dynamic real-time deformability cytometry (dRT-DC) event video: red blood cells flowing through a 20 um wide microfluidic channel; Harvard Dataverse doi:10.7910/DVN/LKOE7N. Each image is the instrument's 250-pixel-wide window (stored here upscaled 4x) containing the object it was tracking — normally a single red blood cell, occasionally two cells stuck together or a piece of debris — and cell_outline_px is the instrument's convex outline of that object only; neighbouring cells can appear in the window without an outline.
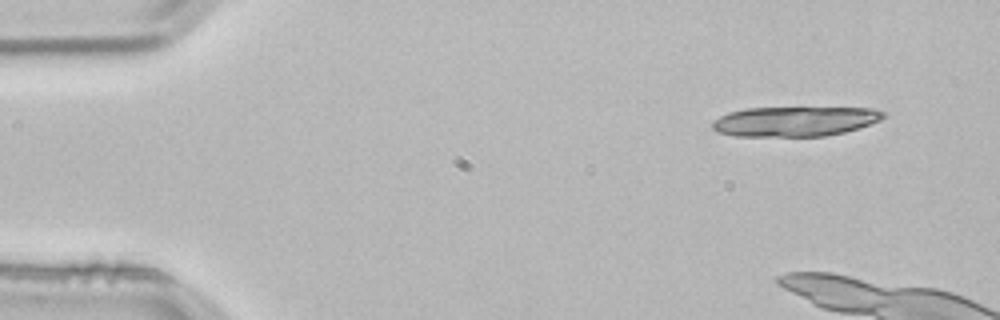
{"species": "common noctule bat (a hibernating species)", "species_latin": "Nyctalus noctula", "temperature_condition": "room temperature", "stored_images_in_passage": 3, "camera_frame_rate_fps": 3000, "um_per_image_px": 0.085, "animal": {"sex": "male", "body_mass_g": 21.5, "forearm_length_mm": 52.0}, "frame": {"image": 1, "passage_image": 1, "time_ms": 0.0, "image_size_px": [1000, 320], "cell_outline_px": [[884, 116], [880, 120], [860, 128], [844, 132], [824, 136], [736, 136], [716, 132], [712, 128], [712, 120], [728, 112], [744, 108], [872, 108], [884, 112]], "centroid_in_image_um": [67.52, 10.32], "position_along_channel_um": 17.5, "area_um2": 29.77}}